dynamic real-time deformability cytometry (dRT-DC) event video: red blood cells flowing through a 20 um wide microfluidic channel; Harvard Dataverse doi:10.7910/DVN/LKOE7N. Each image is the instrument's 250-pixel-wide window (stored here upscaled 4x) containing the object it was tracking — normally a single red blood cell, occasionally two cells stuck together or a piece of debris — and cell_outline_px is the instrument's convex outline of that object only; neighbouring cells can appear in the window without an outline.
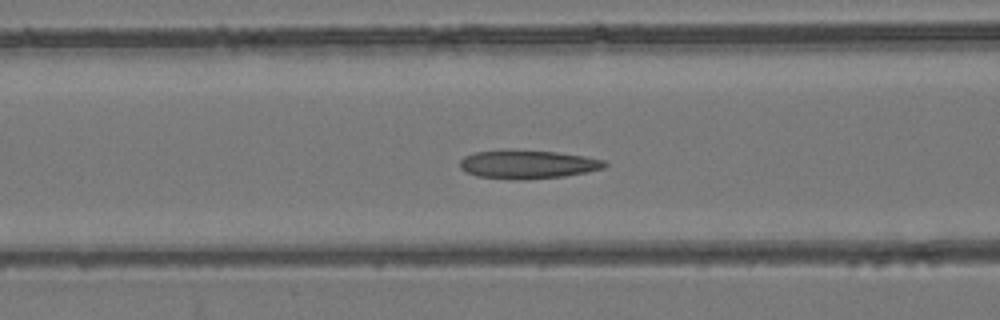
{"species": "common noctule bat (a hibernating species)", "species_latin": "Nyctalus noctula", "temperature_condition": "room temperature", "stored_images_in_passage": 54, "camera_frame_rate_fps": 3000, "um_per_image_px": 0.085, "animal": {"sex": "female", "body_mass_g": 24.6, "forearm_length_mm": 56.2}, "frame": {"image": 1, "passage_image": 22, "time_ms": 7.0, "image_size_px": [1000, 320], "cell_outline_px": [[608, 164], [604, 168], [588, 172], [564, 176], [524, 180], [508, 180], [476, 176], [460, 168], [460, 160], [464, 156], [476, 152], [556, 152], [584, 156], [604, 160]], "centroid_in_image_um": [44.89, 14.02], "position_along_channel_um": 121.7, "area_um2": 23.47}}
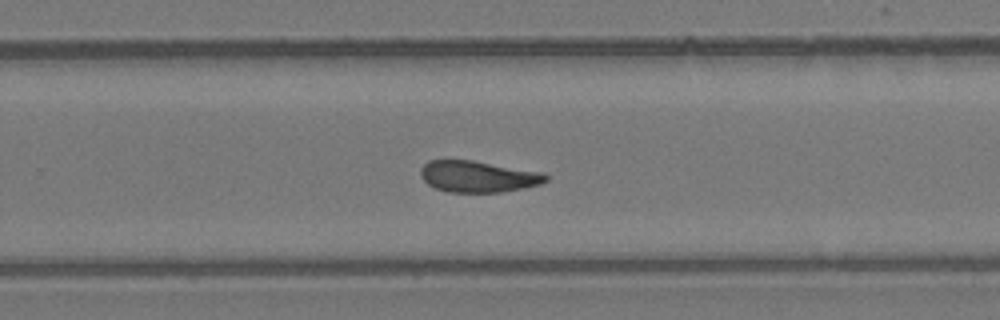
{"frame": {"image": 2, "passage_image": 35, "time_ms": 11.333, "image_size_px": [1000, 320], "cell_outline_px": [[548, 180], [540, 184], [524, 188], [500, 192], [448, 192], [436, 188], [428, 184], [420, 176], [420, 168], [428, 160], [444, 156], [472, 160], [544, 172], [548, 176]], "centroid_in_image_um": [40.57, 14.96], "position_along_channel_um": 289.2, "area_um2": 23.64}}
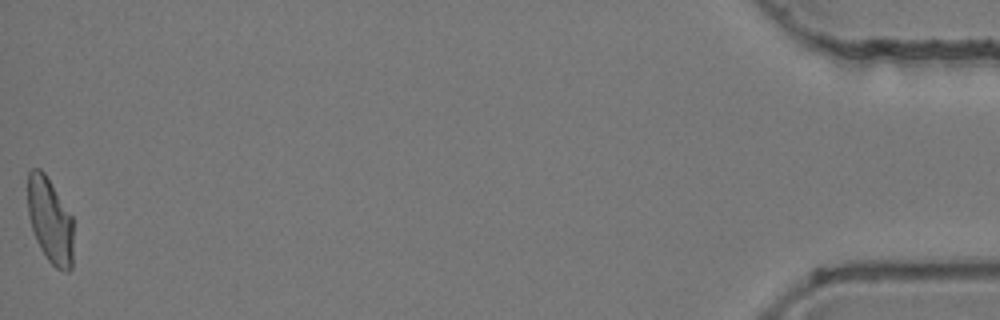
{"frame": {"image": 3, "passage_image": 54, "time_ms": 17.667, "image_size_px": [1000, 320], "cell_outline_px": [[72, 268], [68, 272], [56, 268], [48, 260], [40, 248], [36, 240], [28, 216], [28, 172], [32, 168], [40, 168], [44, 172], [72, 216]], "centroid_in_image_um": [4.24, 18.74], "position_along_channel_um": 431.0, "area_um2": 22.6}, "authors_computed_cell_mechanics": {"area_um2": 23.7269, "velocity_mm_per_s": 3.8694, "shape_relaxation_time_tau1_ms": null, "shape_relaxation_time_tau2_ms": 2.5764, "deformation_change_tau1": null, "deformation_change_tau2": 0.0989}}